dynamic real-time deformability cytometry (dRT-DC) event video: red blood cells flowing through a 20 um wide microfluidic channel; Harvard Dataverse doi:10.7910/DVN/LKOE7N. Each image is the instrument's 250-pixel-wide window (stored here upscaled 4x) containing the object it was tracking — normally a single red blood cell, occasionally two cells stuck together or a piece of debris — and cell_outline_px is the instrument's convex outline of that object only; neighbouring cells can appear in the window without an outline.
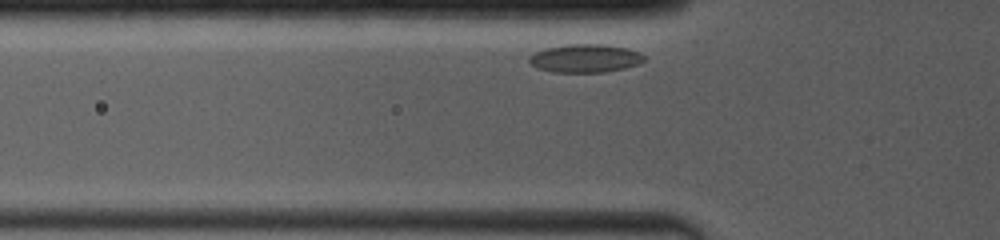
{"species": "common noctule bat (a hibernating species)", "species_latin": "Nyctalus noctula", "temperature_condition": "room temperature", "stored_images_in_passage": 26, "camera_frame_rate_fps": 4000, "um_per_image_px": 0.085, "animal": {"sex": "female", "body_mass_g": 19.0, "forearm_length_mm": 53.3}, "frame": {"image": 1, "passage_image": 2, "time_ms": 0.5, "image_size_px": [1000, 240], "cell_outline_px": [[644, 60], [640, 64], [624, 68], [604, 72], [552, 72], [536, 68], [528, 60], [528, 56], [544, 48], [568, 44], [600, 44], [624, 48], [640, 52], [644, 56]], "centroid_in_image_um": [49.71, 4.96], "position_along_channel_um": 76.1, "area_um2": 18.9}}
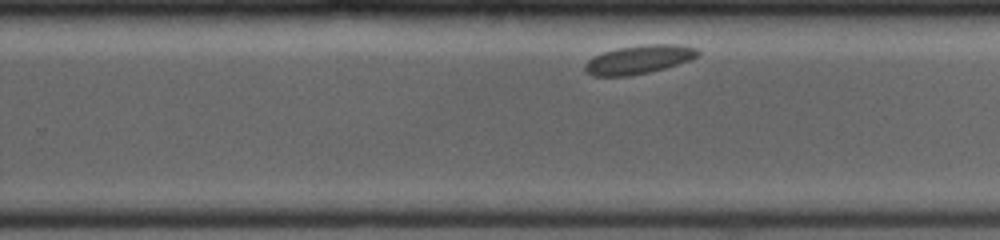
{"frame": {"image": 2, "passage_image": 16, "time_ms": 6.25, "image_size_px": [1000, 240], "cell_outline_px": [[700, 56], [692, 60], [664, 68], [648, 72], [628, 76], [592, 76], [584, 72], [584, 64], [592, 56], [604, 52], [620, 48], [648, 44], [676, 44], [696, 48], [700, 52]], "centroid_in_image_um": [54.3, 5.06], "position_along_channel_um": 275.5, "area_um2": 18.9}}
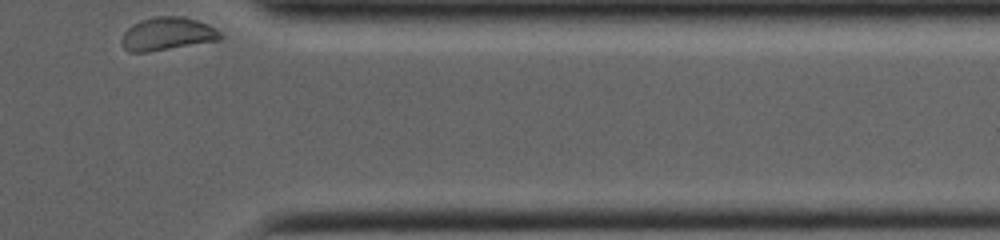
{"frame": {"image": 3, "passage_image": 26, "time_ms": 9.75, "image_size_px": [1000, 240], "cell_outline_px": [[224, 36], [220, 40], [148, 52], [128, 52], [124, 48], [120, 40], [124, 32], [132, 24], [140, 20], [152, 16], [184, 16], [200, 20], [216, 28]], "centroid_in_image_um": [14.23, 2.86], "position_along_channel_um": 397.2, "area_um2": 19.36}}